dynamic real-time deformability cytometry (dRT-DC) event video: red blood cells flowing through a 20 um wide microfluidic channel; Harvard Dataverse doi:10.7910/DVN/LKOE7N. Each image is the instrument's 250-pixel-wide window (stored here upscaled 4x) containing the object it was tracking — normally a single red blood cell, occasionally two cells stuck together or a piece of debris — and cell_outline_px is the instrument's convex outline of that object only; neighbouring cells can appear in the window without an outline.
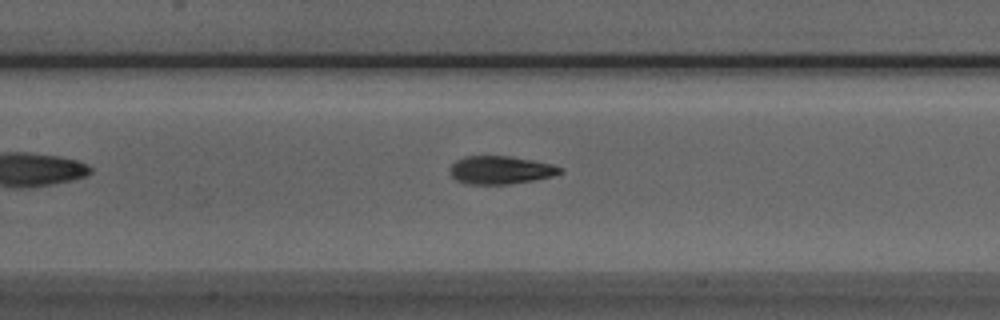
{"species": "Egyptian fruit bat (a non-hibernating species)", "species_latin": "Rousettus aegyptiacus", "temperature_condition": "room temperature", "stored_images_in_passage": 36, "camera_frame_rate_fps": 3000, "um_per_image_px": 0.085, "animal": {"sex": "male"}, "frame": {"image": 1, "passage_image": 10, "time_ms": 3.0, "image_size_px": [1000, 320], "cell_outline_px": [[564, 172], [552, 176], [532, 180], [508, 184], [468, 184], [456, 180], [452, 176], [452, 164], [456, 160], [464, 156], [512, 156], [552, 164], [564, 168]], "centroid_in_image_um": [42.58, 14.44], "position_along_channel_um": 164.8, "area_um2": 17.92}}
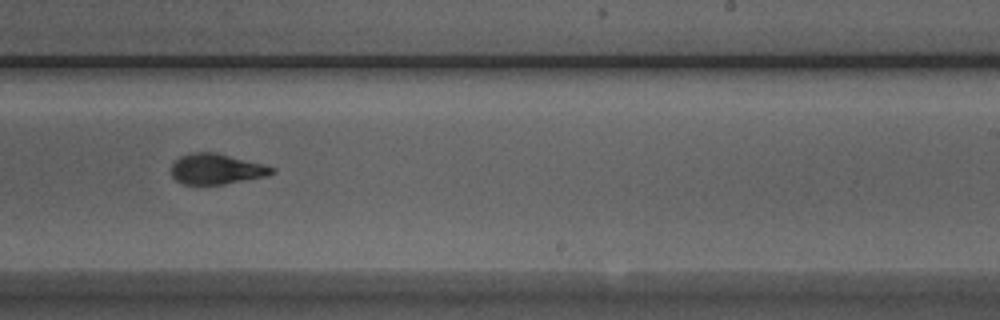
{"frame": {"image": 2, "passage_image": 18, "time_ms": 5.667, "image_size_px": [1000, 320], "cell_outline_px": [[276, 172], [268, 176], [224, 184], [184, 184], [176, 180], [172, 176], [172, 164], [180, 156], [192, 152], [216, 152], [276, 168]], "centroid_in_image_um": [18.41, 14.36], "position_along_channel_um": 270.6, "area_um2": 17.8}}
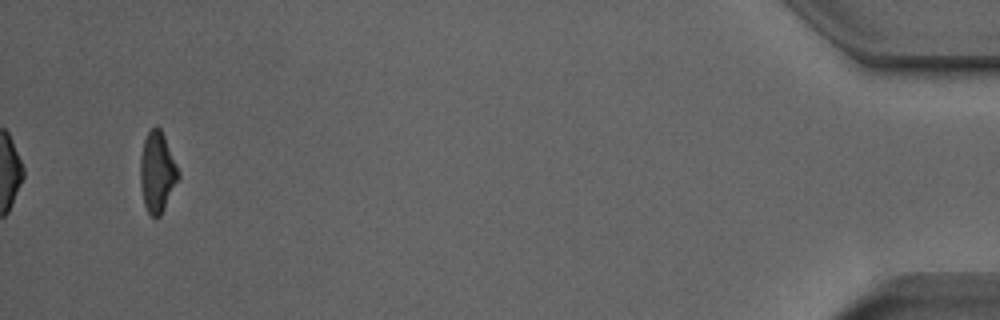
{"frame": {"image": 3, "passage_image": 36, "time_ms": 11.667, "image_size_px": [1000, 320], "cell_outline_px": [[180, 176], [160, 216], [152, 216], [148, 212], [144, 204], [140, 184], [140, 156], [144, 140], [148, 132], [156, 124], [160, 128], [164, 136], [180, 172]], "centroid_in_image_um": [13.36, 14.6], "position_along_channel_um": 421.8, "area_um2": 17.74}, "authors_computed_cell_mechanics": {"area_um2": 18.4671, "velocity_mm_per_s": 3.9854, "shape_relaxation_time_tau1_ms": 3.1771, "shape_relaxation_time_tau2_ms": 2.2142, "deformation_change_tau1": 0.176, "deformation_change_tau2": 0.0575}}